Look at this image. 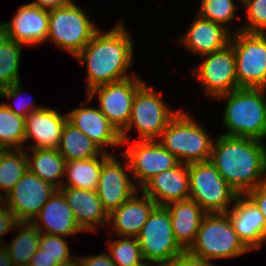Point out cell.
Masks as SVG:
<instances>
[{"mask_svg":"<svg viewBox=\"0 0 266 266\" xmlns=\"http://www.w3.org/2000/svg\"><path fill=\"white\" fill-rule=\"evenodd\" d=\"M149 196L157 206H166L190 197L188 164L178 163L147 181L140 190Z\"/></svg>","mask_w":266,"mask_h":266,"instance_id":"ffe728a7","label":"cell"},{"mask_svg":"<svg viewBox=\"0 0 266 266\" xmlns=\"http://www.w3.org/2000/svg\"><path fill=\"white\" fill-rule=\"evenodd\" d=\"M21 84L22 83L19 81V82H15L9 87L0 89V98H6L9 100L14 99L16 104L11 105V104L4 103V105L8 109H10L12 112H14L16 115H19L25 118L30 112L42 109L45 106L44 105L37 106L36 103H34V100L32 101V99L30 98H28L29 100L24 99L23 101L21 95L24 91L23 89L24 87Z\"/></svg>","mask_w":266,"mask_h":266,"instance_id":"8d00e7d4","label":"cell"},{"mask_svg":"<svg viewBox=\"0 0 266 266\" xmlns=\"http://www.w3.org/2000/svg\"><path fill=\"white\" fill-rule=\"evenodd\" d=\"M187 31L177 40V44L198 56L211 54L230 44L232 33L227 28L204 19L196 14Z\"/></svg>","mask_w":266,"mask_h":266,"instance_id":"44dd1931","label":"cell"},{"mask_svg":"<svg viewBox=\"0 0 266 266\" xmlns=\"http://www.w3.org/2000/svg\"><path fill=\"white\" fill-rule=\"evenodd\" d=\"M87 15L74 1L49 9L50 42L75 57L100 29Z\"/></svg>","mask_w":266,"mask_h":266,"instance_id":"52a82bcc","label":"cell"},{"mask_svg":"<svg viewBox=\"0 0 266 266\" xmlns=\"http://www.w3.org/2000/svg\"><path fill=\"white\" fill-rule=\"evenodd\" d=\"M136 192L108 214V227L122 237H137L157 204L143 192Z\"/></svg>","mask_w":266,"mask_h":266,"instance_id":"603a6c76","label":"cell"},{"mask_svg":"<svg viewBox=\"0 0 266 266\" xmlns=\"http://www.w3.org/2000/svg\"><path fill=\"white\" fill-rule=\"evenodd\" d=\"M30 151L31 156L26 152L28 170L59 190L64 180L62 178L65 176L64 157L57 149H30Z\"/></svg>","mask_w":266,"mask_h":266,"instance_id":"484cf974","label":"cell"},{"mask_svg":"<svg viewBox=\"0 0 266 266\" xmlns=\"http://www.w3.org/2000/svg\"><path fill=\"white\" fill-rule=\"evenodd\" d=\"M87 101L81 102V107L67 112L68 121L81 130L91 141L103 151H108V146L123 145L121 134L117 128L101 113L98 107L85 106ZM107 146V147H106Z\"/></svg>","mask_w":266,"mask_h":266,"instance_id":"e0dca14e","label":"cell"},{"mask_svg":"<svg viewBox=\"0 0 266 266\" xmlns=\"http://www.w3.org/2000/svg\"><path fill=\"white\" fill-rule=\"evenodd\" d=\"M230 44L238 86L266 89V33L238 31L232 34Z\"/></svg>","mask_w":266,"mask_h":266,"instance_id":"9c48e42d","label":"cell"},{"mask_svg":"<svg viewBox=\"0 0 266 266\" xmlns=\"http://www.w3.org/2000/svg\"><path fill=\"white\" fill-rule=\"evenodd\" d=\"M76 257L80 266H116L108 251L98 255Z\"/></svg>","mask_w":266,"mask_h":266,"instance_id":"f35d334b","label":"cell"},{"mask_svg":"<svg viewBox=\"0 0 266 266\" xmlns=\"http://www.w3.org/2000/svg\"><path fill=\"white\" fill-rule=\"evenodd\" d=\"M238 7L233 0H201L197 14L204 19L222 25L234 34L236 31H233L228 24L234 19L235 8Z\"/></svg>","mask_w":266,"mask_h":266,"instance_id":"836d02e7","label":"cell"},{"mask_svg":"<svg viewBox=\"0 0 266 266\" xmlns=\"http://www.w3.org/2000/svg\"><path fill=\"white\" fill-rule=\"evenodd\" d=\"M25 150L0 149V193L4 196H7L28 169Z\"/></svg>","mask_w":266,"mask_h":266,"instance_id":"f546056e","label":"cell"},{"mask_svg":"<svg viewBox=\"0 0 266 266\" xmlns=\"http://www.w3.org/2000/svg\"><path fill=\"white\" fill-rule=\"evenodd\" d=\"M31 223L40 233L49 235L68 237L84 232L77 224L72 209L59 190L43 205Z\"/></svg>","mask_w":266,"mask_h":266,"instance_id":"7402d4cb","label":"cell"},{"mask_svg":"<svg viewBox=\"0 0 266 266\" xmlns=\"http://www.w3.org/2000/svg\"><path fill=\"white\" fill-rule=\"evenodd\" d=\"M58 189L28 169L5 196V206L18 222H31Z\"/></svg>","mask_w":266,"mask_h":266,"instance_id":"5bb4252c","label":"cell"},{"mask_svg":"<svg viewBox=\"0 0 266 266\" xmlns=\"http://www.w3.org/2000/svg\"><path fill=\"white\" fill-rule=\"evenodd\" d=\"M107 244L116 266H142L145 263L137 238L119 236V239L107 241Z\"/></svg>","mask_w":266,"mask_h":266,"instance_id":"d6a6232c","label":"cell"},{"mask_svg":"<svg viewBox=\"0 0 266 266\" xmlns=\"http://www.w3.org/2000/svg\"><path fill=\"white\" fill-rule=\"evenodd\" d=\"M187 251L213 263L215 259L235 258L250 250L234 231L226 213H206Z\"/></svg>","mask_w":266,"mask_h":266,"instance_id":"5b68a950","label":"cell"},{"mask_svg":"<svg viewBox=\"0 0 266 266\" xmlns=\"http://www.w3.org/2000/svg\"><path fill=\"white\" fill-rule=\"evenodd\" d=\"M57 150L66 162L91 159L104 153L97 144L68 120L63 127Z\"/></svg>","mask_w":266,"mask_h":266,"instance_id":"83f0119b","label":"cell"},{"mask_svg":"<svg viewBox=\"0 0 266 266\" xmlns=\"http://www.w3.org/2000/svg\"><path fill=\"white\" fill-rule=\"evenodd\" d=\"M121 153L127 158L133 181L139 188L155 175L179 163L158 140H138Z\"/></svg>","mask_w":266,"mask_h":266,"instance_id":"4fadbf2b","label":"cell"},{"mask_svg":"<svg viewBox=\"0 0 266 266\" xmlns=\"http://www.w3.org/2000/svg\"><path fill=\"white\" fill-rule=\"evenodd\" d=\"M59 191L63 194L73 211L77 224L84 232H96L98 226L104 227L108 224V213L103 208L96 191L71 187H61Z\"/></svg>","mask_w":266,"mask_h":266,"instance_id":"cb8c5ba5","label":"cell"},{"mask_svg":"<svg viewBox=\"0 0 266 266\" xmlns=\"http://www.w3.org/2000/svg\"><path fill=\"white\" fill-rule=\"evenodd\" d=\"M203 61L192 68L191 72L203 87L205 95L210 99H217L237 88L235 53L233 46L201 56Z\"/></svg>","mask_w":266,"mask_h":266,"instance_id":"8fae6325","label":"cell"},{"mask_svg":"<svg viewBox=\"0 0 266 266\" xmlns=\"http://www.w3.org/2000/svg\"><path fill=\"white\" fill-rule=\"evenodd\" d=\"M67 120V113L52 107L30 112L25 117L24 143L31 138L35 142L28 149H57Z\"/></svg>","mask_w":266,"mask_h":266,"instance_id":"d6986e66","label":"cell"},{"mask_svg":"<svg viewBox=\"0 0 266 266\" xmlns=\"http://www.w3.org/2000/svg\"><path fill=\"white\" fill-rule=\"evenodd\" d=\"M71 1L73 0H36L31 3L39 6L40 8L52 9V8H56V7H60L65 4H68Z\"/></svg>","mask_w":266,"mask_h":266,"instance_id":"7bdbcfd3","label":"cell"},{"mask_svg":"<svg viewBox=\"0 0 266 266\" xmlns=\"http://www.w3.org/2000/svg\"><path fill=\"white\" fill-rule=\"evenodd\" d=\"M22 46L10 39L0 47V89L21 81L19 68Z\"/></svg>","mask_w":266,"mask_h":266,"instance_id":"1f68e13d","label":"cell"},{"mask_svg":"<svg viewBox=\"0 0 266 266\" xmlns=\"http://www.w3.org/2000/svg\"><path fill=\"white\" fill-rule=\"evenodd\" d=\"M194 119L186 111H179L157 139L179 163L210 160L214 139L205 127Z\"/></svg>","mask_w":266,"mask_h":266,"instance_id":"277c9868","label":"cell"},{"mask_svg":"<svg viewBox=\"0 0 266 266\" xmlns=\"http://www.w3.org/2000/svg\"><path fill=\"white\" fill-rule=\"evenodd\" d=\"M112 153L104 152L91 159L68 161L65 164V176L68 181L62 187L96 191L103 162Z\"/></svg>","mask_w":266,"mask_h":266,"instance_id":"4316f807","label":"cell"},{"mask_svg":"<svg viewBox=\"0 0 266 266\" xmlns=\"http://www.w3.org/2000/svg\"><path fill=\"white\" fill-rule=\"evenodd\" d=\"M17 223L15 215L6 206L0 207V239L14 229Z\"/></svg>","mask_w":266,"mask_h":266,"instance_id":"60d3db41","label":"cell"},{"mask_svg":"<svg viewBox=\"0 0 266 266\" xmlns=\"http://www.w3.org/2000/svg\"><path fill=\"white\" fill-rule=\"evenodd\" d=\"M131 33L119 21L109 31L98 30L90 42L74 57L87 67L86 93L94 87L125 80L134 62Z\"/></svg>","mask_w":266,"mask_h":266,"instance_id":"6da1fadb","label":"cell"},{"mask_svg":"<svg viewBox=\"0 0 266 266\" xmlns=\"http://www.w3.org/2000/svg\"><path fill=\"white\" fill-rule=\"evenodd\" d=\"M166 207L171 216V226L177 243L184 250H188L195 241L206 212L191 199L171 202Z\"/></svg>","mask_w":266,"mask_h":266,"instance_id":"d4e9b609","label":"cell"},{"mask_svg":"<svg viewBox=\"0 0 266 266\" xmlns=\"http://www.w3.org/2000/svg\"><path fill=\"white\" fill-rule=\"evenodd\" d=\"M261 211L266 221V182L245 194Z\"/></svg>","mask_w":266,"mask_h":266,"instance_id":"ab89813d","label":"cell"},{"mask_svg":"<svg viewBox=\"0 0 266 266\" xmlns=\"http://www.w3.org/2000/svg\"><path fill=\"white\" fill-rule=\"evenodd\" d=\"M142 266H165V265L157 264V263L145 262Z\"/></svg>","mask_w":266,"mask_h":266,"instance_id":"c3c4849f","label":"cell"},{"mask_svg":"<svg viewBox=\"0 0 266 266\" xmlns=\"http://www.w3.org/2000/svg\"><path fill=\"white\" fill-rule=\"evenodd\" d=\"M165 266H215V264L194 256L185 250L181 254L176 255Z\"/></svg>","mask_w":266,"mask_h":266,"instance_id":"74e56055","label":"cell"},{"mask_svg":"<svg viewBox=\"0 0 266 266\" xmlns=\"http://www.w3.org/2000/svg\"><path fill=\"white\" fill-rule=\"evenodd\" d=\"M217 99L225 100L221 125L227 136L266 139V89L237 88Z\"/></svg>","mask_w":266,"mask_h":266,"instance_id":"3957f363","label":"cell"},{"mask_svg":"<svg viewBox=\"0 0 266 266\" xmlns=\"http://www.w3.org/2000/svg\"><path fill=\"white\" fill-rule=\"evenodd\" d=\"M189 199L196 201L206 213H226L238 193L221 177L209 161L188 164Z\"/></svg>","mask_w":266,"mask_h":266,"instance_id":"ba28073f","label":"cell"},{"mask_svg":"<svg viewBox=\"0 0 266 266\" xmlns=\"http://www.w3.org/2000/svg\"><path fill=\"white\" fill-rule=\"evenodd\" d=\"M19 266H34V265H32L31 263H26V264L19 265Z\"/></svg>","mask_w":266,"mask_h":266,"instance_id":"681fc988","label":"cell"},{"mask_svg":"<svg viewBox=\"0 0 266 266\" xmlns=\"http://www.w3.org/2000/svg\"><path fill=\"white\" fill-rule=\"evenodd\" d=\"M241 5L247 11V21L236 32L266 33V0H241Z\"/></svg>","mask_w":266,"mask_h":266,"instance_id":"e575fe53","label":"cell"},{"mask_svg":"<svg viewBox=\"0 0 266 266\" xmlns=\"http://www.w3.org/2000/svg\"><path fill=\"white\" fill-rule=\"evenodd\" d=\"M111 154L102 165L99 182L96 189L97 195L103 208L109 214L115 208H118L126 200L131 198L139 188L129 177L130 166L127 158L121 154L126 162L117 161V158ZM125 167V168H124Z\"/></svg>","mask_w":266,"mask_h":266,"instance_id":"9a60e30c","label":"cell"},{"mask_svg":"<svg viewBox=\"0 0 266 266\" xmlns=\"http://www.w3.org/2000/svg\"><path fill=\"white\" fill-rule=\"evenodd\" d=\"M145 262L166 265L185 251L176 241L166 206H156L137 235Z\"/></svg>","mask_w":266,"mask_h":266,"instance_id":"30bf717a","label":"cell"},{"mask_svg":"<svg viewBox=\"0 0 266 266\" xmlns=\"http://www.w3.org/2000/svg\"><path fill=\"white\" fill-rule=\"evenodd\" d=\"M155 86L145 82L136 92L127 126L120 132L122 144H131L129 132L136 127L138 140H157L169 122L180 110H173L163 97L156 92ZM155 90V91H154ZM134 126V127H133Z\"/></svg>","mask_w":266,"mask_h":266,"instance_id":"8992f818","label":"cell"},{"mask_svg":"<svg viewBox=\"0 0 266 266\" xmlns=\"http://www.w3.org/2000/svg\"><path fill=\"white\" fill-rule=\"evenodd\" d=\"M215 138L210 162L238 195L266 182L264 142L223 134Z\"/></svg>","mask_w":266,"mask_h":266,"instance_id":"7a4b0ae2","label":"cell"},{"mask_svg":"<svg viewBox=\"0 0 266 266\" xmlns=\"http://www.w3.org/2000/svg\"><path fill=\"white\" fill-rule=\"evenodd\" d=\"M10 40L6 21L0 22V47Z\"/></svg>","mask_w":266,"mask_h":266,"instance_id":"f6af8a7d","label":"cell"},{"mask_svg":"<svg viewBox=\"0 0 266 266\" xmlns=\"http://www.w3.org/2000/svg\"><path fill=\"white\" fill-rule=\"evenodd\" d=\"M78 260L77 258H75L74 260H71L69 262H66V263H62V264H58L56 266H78Z\"/></svg>","mask_w":266,"mask_h":266,"instance_id":"bcb514c9","label":"cell"},{"mask_svg":"<svg viewBox=\"0 0 266 266\" xmlns=\"http://www.w3.org/2000/svg\"><path fill=\"white\" fill-rule=\"evenodd\" d=\"M25 118L0 103V149H23Z\"/></svg>","mask_w":266,"mask_h":266,"instance_id":"4dcf8cb0","label":"cell"},{"mask_svg":"<svg viewBox=\"0 0 266 266\" xmlns=\"http://www.w3.org/2000/svg\"><path fill=\"white\" fill-rule=\"evenodd\" d=\"M5 206V196L0 193V207Z\"/></svg>","mask_w":266,"mask_h":266,"instance_id":"7dc6e473","label":"cell"},{"mask_svg":"<svg viewBox=\"0 0 266 266\" xmlns=\"http://www.w3.org/2000/svg\"><path fill=\"white\" fill-rule=\"evenodd\" d=\"M13 231L18 235L8 245L0 240V246H5L14 266L30 263L39 249L40 231L31 222H18Z\"/></svg>","mask_w":266,"mask_h":266,"instance_id":"f1b7e54d","label":"cell"},{"mask_svg":"<svg viewBox=\"0 0 266 266\" xmlns=\"http://www.w3.org/2000/svg\"><path fill=\"white\" fill-rule=\"evenodd\" d=\"M226 214L244 245L260 250L266 242V221L259 208L246 195H238Z\"/></svg>","mask_w":266,"mask_h":266,"instance_id":"2e32d148","label":"cell"},{"mask_svg":"<svg viewBox=\"0 0 266 266\" xmlns=\"http://www.w3.org/2000/svg\"><path fill=\"white\" fill-rule=\"evenodd\" d=\"M145 82L137 76L94 87L86 96L92 101L97 96L101 113L121 132L128 124L132 101Z\"/></svg>","mask_w":266,"mask_h":266,"instance_id":"7c38bea8","label":"cell"},{"mask_svg":"<svg viewBox=\"0 0 266 266\" xmlns=\"http://www.w3.org/2000/svg\"><path fill=\"white\" fill-rule=\"evenodd\" d=\"M6 25L9 38L22 45L38 46L49 41V9L33 3L21 5Z\"/></svg>","mask_w":266,"mask_h":266,"instance_id":"ac0fdd59","label":"cell"},{"mask_svg":"<svg viewBox=\"0 0 266 266\" xmlns=\"http://www.w3.org/2000/svg\"><path fill=\"white\" fill-rule=\"evenodd\" d=\"M30 263L34 266H56L58 265L55 262V260H52L46 254H44V251H42L40 248L36 251Z\"/></svg>","mask_w":266,"mask_h":266,"instance_id":"b9f144b4","label":"cell"},{"mask_svg":"<svg viewBox=\"0 0 266 266\" xmlns=\"http://www.w3.org/2000/svg\"><path fill=\"white\" fill-rule=\"evenodd\" d=\"M39 248L44 251L49 258L55 260L57 264H62L74 260L76 257L71 255L68 242L64 236L40 234Z\"/></svg>","mask_w":266,"mask_h":266,"instance_id":"d590c367","label":"cell"},{"mask_svg":"<svg viewBox=\"0 0 266 266\" xmlns=\"http://www.w3.org/2000/svg\"><path fill=\"white\" fill-rule=\"evenodd\" d=\"M0 266H14L11 257L5 248V246H0Z\"/></svg>","mask_w":266,"mask_h":266,"instance_id":"ee69618b","label":"cell"}]
</instances>
